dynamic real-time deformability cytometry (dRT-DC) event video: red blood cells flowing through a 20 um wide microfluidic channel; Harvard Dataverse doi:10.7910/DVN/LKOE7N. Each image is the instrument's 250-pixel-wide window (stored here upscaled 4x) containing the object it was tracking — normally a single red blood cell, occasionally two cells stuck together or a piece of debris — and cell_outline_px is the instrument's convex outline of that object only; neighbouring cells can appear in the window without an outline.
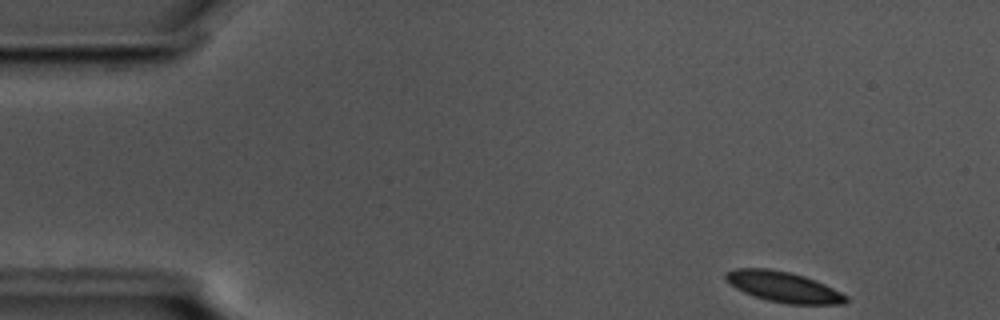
{"species": "common noctule bat (a hibernating species)", "species_latin": "Nyctalus noctula", "temperature_condition": "cold", "stored_images_in_passage": 52, "camera_frame_rate_fps": 3000, "um_per_image_px": 0.085, "animal": {"sex": "male", "body_mass_g": 17.5, "forearm_length_mm": 52.3}, "frame": {"image": 1, "passage_image": 1, "time_ms": 0.0, "image_size_px": [1000, 320], "cell_outline_px": [[848, 300], [844, 304], [788, 304], [768, 300], [744, 292], [736, 288], [724, 276], [724, 272], [736, 268], [768, 268], [788, 272], [804, 276], [816, 280], [848, 296]], "centroid_in_image_um": [66.61, 24.38], "position_along_channel_um": 18.4, "area_um2": 21.15}}
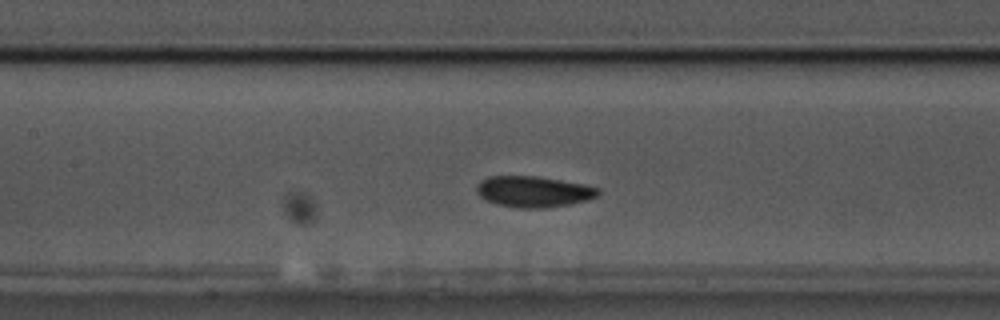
{"frame": {"image": 2, "passage_image": 21, "time_ms": 6.667, "image_size_px": [1000, 320], "cell_outline_px": [[600, 192], [596, 196], [584, 200], [568, 204], [544, 208], [520, 208], [500, 204], [484, 200], [476, 192], [476, 188], [480, 180], [488, 176], [540, 176], [584, 184], [600, 188]], "centroid_in_image_um": [45.32, 16.27], "position_along_channel_um": 162.1, "area_um2": 21.91}}
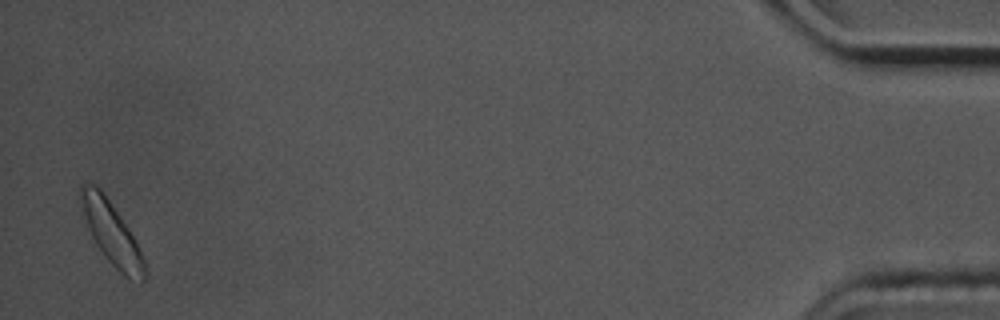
{"frame": {"image": 3, "passage_image": 51, "time_ms": 16.667, "image_size_px": [1000, 320], "cell_outline_px": [[148, 276], [140, 284], [124, 276], [104, 256], [96, 244], [80, 216], [80, 184], [88, 180], [100, 188], [104, 192], [136, 240], [144, 256], [148, 268]], "centroid_in_image_um": [9.48, 19.82], "position_along_channel_um": 425.7, "area_um2": 24.22}, "authors_computed_cell_mechanics": {"area_um2": 21.5594, "velocity_mm_per_s": 3.533, "shape_relaxation_time_tau1_ms": 2.467, "shape_relaxation_time_tau2_ms": null, "deformation_change_tau1": 0.0664, "deformation_change_tau2": null}}